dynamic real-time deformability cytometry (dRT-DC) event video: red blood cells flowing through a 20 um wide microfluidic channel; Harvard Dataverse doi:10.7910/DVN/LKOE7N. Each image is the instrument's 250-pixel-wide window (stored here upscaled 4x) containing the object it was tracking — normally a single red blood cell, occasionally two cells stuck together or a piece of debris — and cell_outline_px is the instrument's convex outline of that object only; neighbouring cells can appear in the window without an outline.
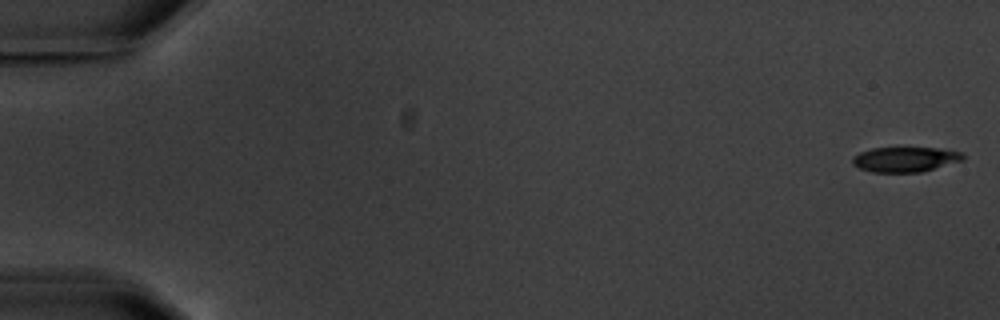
{"species": "common noctule bat (a hibernating species)", "species_latin": "Nyctalus noctula", "temperature_condition": "warm", "stored_images_in_passage": 9, "camera_frame_rate_fps": 3000, "um_per_image_px": 0.085, "animal": {"sex": "male", "body_mass_g": 20.1, "forearm_length_mm": 53.5}, "frame": {"image": 1, "passage_image": 1, "time_ms": 0.0, "image_size_px": [1000, 320], "cell_outline_px": [[964, 160], [920, 172], [872, 172], [860, 168], [852, 164], [852, 156], [860, 152], [872, 148], [896, 144], [940, 148], [964, 152]], "centroid_in_image_um": [76.94, 13.48], "position_along_channel_um": 8.1, "area_um2": 17.11}}
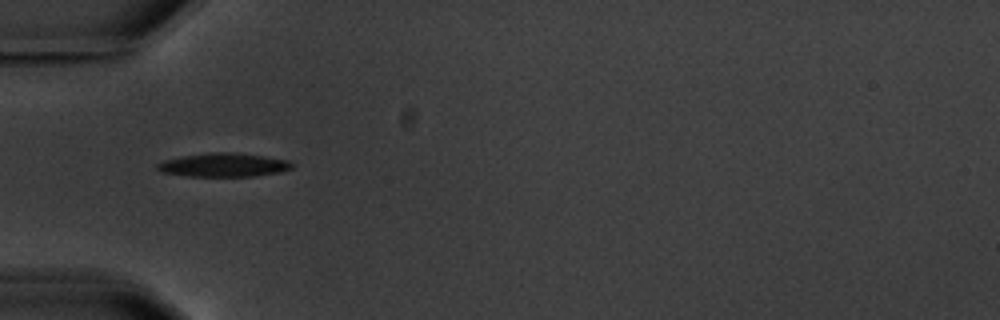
{"frame": {"image": 2, "passage_image": 6, "time_ms": 6.0, "image_size_px": [1000, 320], "cell_outline_px": [[292, 168], [280, 172], [252, 176], [188, 176], [160, 172], [156, 168], [156, 164], [164, 160], [180, 156], [208, 152], [236, 152], [264, 156], [288, 160], [292, 164]], "centroid_in_image_um": [18.96, 14.01], "position_along_channel_um": 66.0, "area_um2": 18.67}}
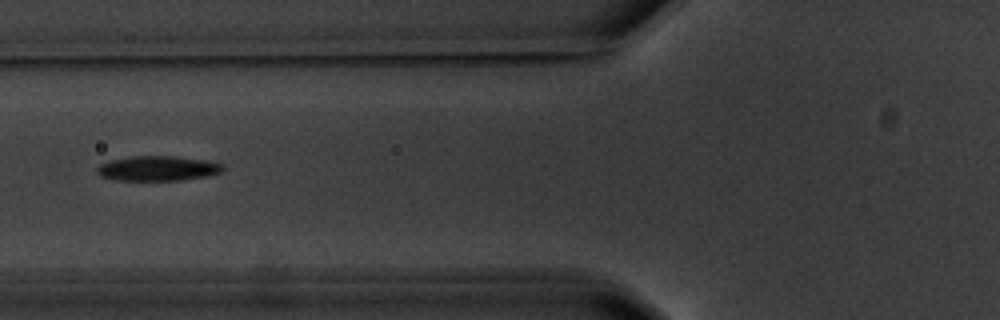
{"frame": {"image": 3, "passage_image": 7, "time_ms": 7.333, "image_size_px": [1000, 320], "cell_outline_px": [[224, 168], [220, 172], [208, 176], [180, 180], [116, 180], [100, 176], [96, 172], [96, 168], [100, 164], [108, 160], [132, 156], [172, 156], [204, 160], [224, 164]], "centroid_in_image_um": [13.37, 14.31], "position_along_channel_um": 112.4, "area_um2": 18.26}}